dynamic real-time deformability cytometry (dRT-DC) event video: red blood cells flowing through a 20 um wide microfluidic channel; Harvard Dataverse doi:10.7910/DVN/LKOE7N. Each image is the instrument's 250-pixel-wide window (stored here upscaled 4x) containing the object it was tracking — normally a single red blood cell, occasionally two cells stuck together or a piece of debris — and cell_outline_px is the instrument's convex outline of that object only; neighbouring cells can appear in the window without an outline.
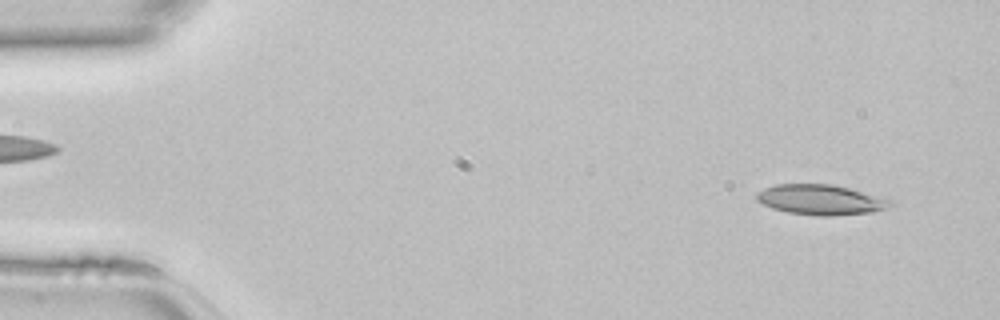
{"species": "common noctule bat (a hibernating species)", "species_latin": "Nyctalus noctula", "temperature_condition": "room temperature", "stored_images_in_passage": 45, "camera_frame_rate_fps": 3000, "um_per_image_px": 0.085, "animal": {"sex": "female", "body_mass_g": 22.7, "forearm_length_mm": 54.2}, "frame": {"image": 1, "passage_image": 3, "time_ms": 0.667, "image_size_px": [1000, 320], "cell_outline_px": [[896, 204], [872, 212], [832, 216], [816, 216], [788, 212], [772, 208], [756, 200], [756, 192], [764, 188], [776, 184], [832, 184], [848, 188], [892, 200]], "centroid_in_image_um": [69.74, 16.98], "position_along_channel_um": 15.3, "area_um2": 23.47}}
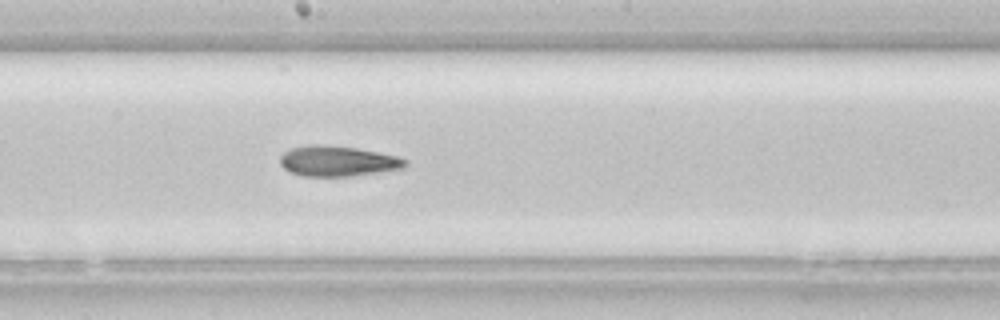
{"frame": {"image": 2, "passage_image": 24, "time_ms": 7.667, "image_size_px": [1000, 320], "cell_outline_px": [[408, 164], [404, 168], [352, 176], [304, 176], [288, 172], [280, 164], [280, 156], [284, 152], [292, 148], [312, 144], [320, 144], [356, 148], [396, 156], [408, 160]], "centroid_in_image_um": [28.69, 13.7], "position_along_channel_um": 219.5, "area_um2": 22.14}}
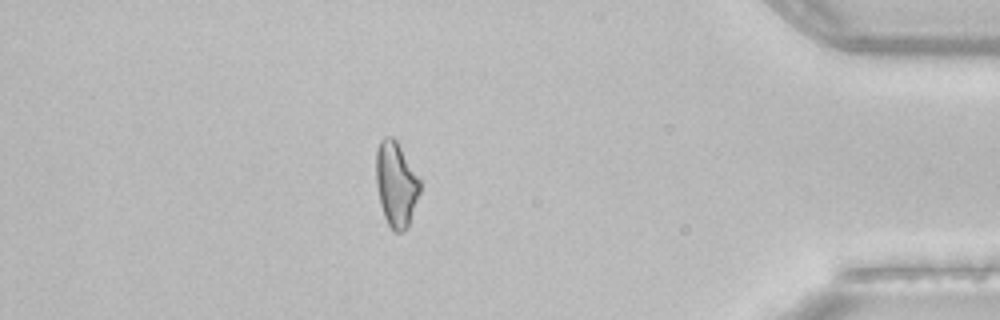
{"frame": {"image": 3, "passage_image": 39, "time_ms": 12.667, "image_size_px": [1000, 320], "cell_outline_px": [[420, 192], [408, 228], [404, 232], [392, 232], [384, 216], [380, 204], [376, 184], [376, 148], [380, 140], [384, 136], [392, 136], [396, 140], [420, 180]], "centroid_in_image_um": [33.65, 15.68], "position_along_channel_um": 401.5, "area_um2": 21.85}}